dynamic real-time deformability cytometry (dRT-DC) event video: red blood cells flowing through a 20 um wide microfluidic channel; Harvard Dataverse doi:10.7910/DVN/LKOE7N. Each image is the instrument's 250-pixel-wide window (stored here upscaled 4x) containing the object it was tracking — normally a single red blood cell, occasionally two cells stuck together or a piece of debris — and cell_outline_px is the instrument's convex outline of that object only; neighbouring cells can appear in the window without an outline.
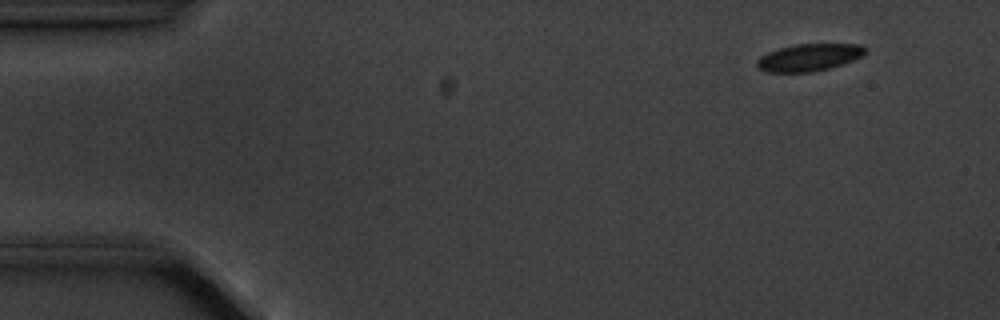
{"species": "common noctule bat (a hibernating species)", "species_latin": "Nyctalus noctula", "temperature_condition": "cold", "stored_images_in_passage": 5, "camera_frame_rate_fps": 3000, "um_per_image_px": 0.085, "animal": {"sex": "male", "body_mass_g": 20.1, "forearm_length_mm": 53.5}, "frame": {"image": 1, "passage_image": 2, "time_ms": 1.333, "image_size_px": [1000, 320], "cell_outline_px": [[868, 48], [864, 56], [828, 68], [812, 72], [768, 72], [760, 68], [756, 64], [756, 60], [760, 56], [768, 52], [792, 44], [860, 44]], "centroid_in_image_um": [68.78, 4.87], "position_along_channel_um": 16.2, "area_um2": 17.17}}